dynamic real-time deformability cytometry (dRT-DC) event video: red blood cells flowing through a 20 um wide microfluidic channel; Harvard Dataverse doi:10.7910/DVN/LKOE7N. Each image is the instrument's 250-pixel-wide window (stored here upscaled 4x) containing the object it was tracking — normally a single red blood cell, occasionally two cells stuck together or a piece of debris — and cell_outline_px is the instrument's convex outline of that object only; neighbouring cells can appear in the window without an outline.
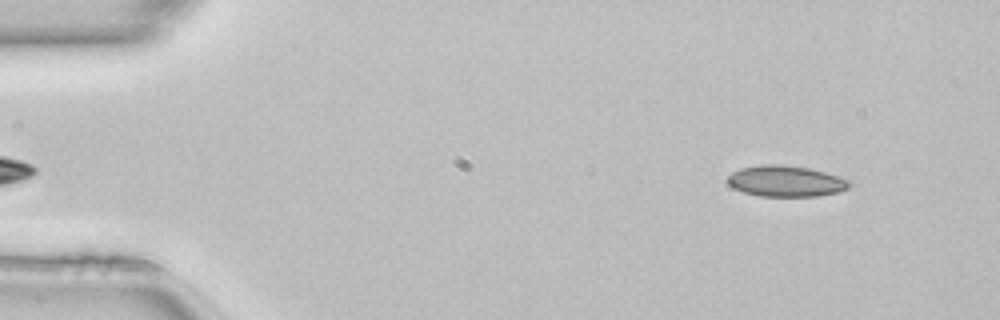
{"species": "common noctule bat (a hibernating species)", "species_latin": "Nyctalus noctula", "temperature_condition": "room temperature", "stored_images_in_passage": 48, "camera_frame_rate_fps": 3000, "um_per_image_px": 0.085, "animal": {"sex": "female", "body_mass_g": 22.7, "forearm_length_mm": 54.2}, "frame": {"image": 1, "passage_image": 4, "time_ms": 1.0, "image_size_px": [1000, 320], "cell_outline_px": [[852, 184], [848, 188], [840, 192], [816, 196], [760, 196], [744, 192], [732, 188], [728, 184], [728, 176], [732, 172], [740, 168], [764, 164], [780, 164], [808, 168], [840, 176], [848, 180]], "centroid_in_image_um": [66.79, 15.4], "position_along_channel_um": 18.2, "area_um2": 22.08}}
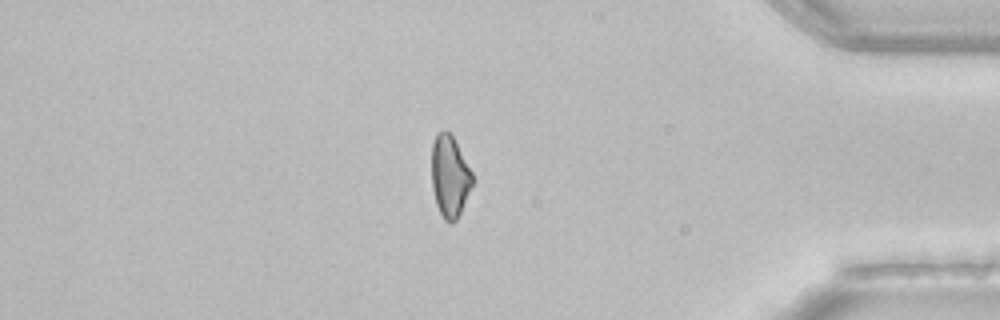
{"frame": {"image": 2, "passage_image": 41, "time_ms": 13.333, "image_size_px": [1000, 320], "cell_outline_px": [[472, 184], [460, 212], [456, 220], [452, 224], [444, 220], [436, 204], [432, 188], [432, 144], [436, 132], [444, 128], [452, 136], [472, 172]], "centroid_in_image_um": [38.2, 14.97], "position_along_channel_um": 397.0, "area_um2": 19.19}}
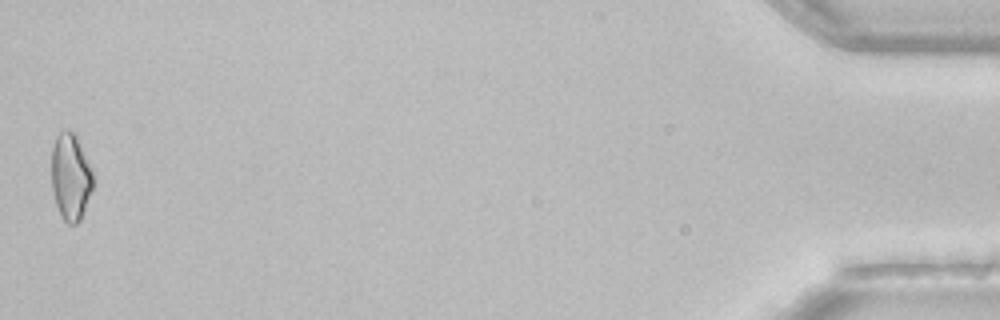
{"frame": {"image": 3, "passage_image": 48, "time_ms": 15.667, "image_size_px": [1000, 320], "cell_outline_px": [[92, 188], [80, 220], [76, 224], [68, 224], [60, 216], [56, 204], [52, 188], [52, 148], [56, 136], [60, 132], [68, 128], [76, 136], [92, 172]], "centroid_in_image_um": [5.97, 15.04], "position_along_channel_um": 429.2, "area_um2": 20.58}, "authors_computed_cell_mechanics": {"area_um2": 21.4438, "velocity_mm_per_s": 4.1342, "shape_relaxation_time_tau1_ms": null, "shape_relaxation_time_tau2_ms": 2.2442, "deformation_change_tau1": null, "deformation_change_tau2": 0.0746}}